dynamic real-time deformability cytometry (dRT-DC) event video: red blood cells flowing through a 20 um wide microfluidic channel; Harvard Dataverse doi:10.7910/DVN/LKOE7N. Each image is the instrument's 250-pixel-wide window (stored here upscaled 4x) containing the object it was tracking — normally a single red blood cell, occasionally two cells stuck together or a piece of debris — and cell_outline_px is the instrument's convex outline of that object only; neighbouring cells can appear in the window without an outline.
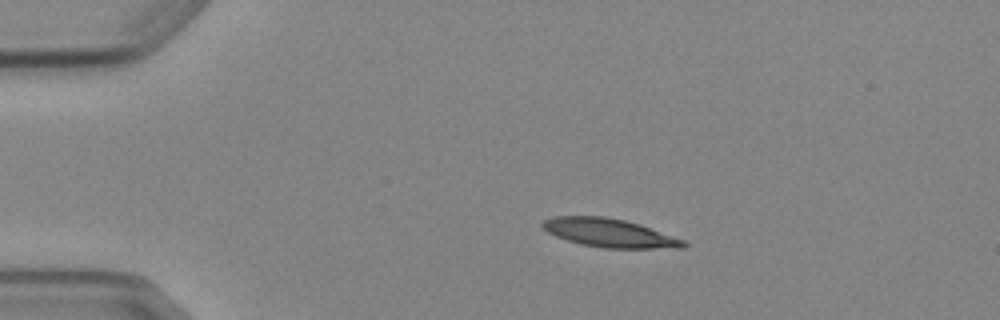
{"species": "Egyptian fruit bat (a non-hibernating species)", "species_latin": "Rousettus aegyptiacus", "temperature_condition": "cold", "stored_images_in_passage": 4, "camera_frame_rate_fps": 3000, "um_per_image_px": 0.085, "animal": {"sex": "female"}, "frame": {"image": 1, "passage_image": 2, "time_ms": 1.333, "image_size_px": [1000, 320], "cell_outline_px": [[688, 244], [684, 248], [604, 248], [584, 244], [568, 240], [556, 236], [548, 232], [540, 224], [544, 220], [552, 216], [604, 216], [624, 220], [640, 224], [684, 240]], "centroid_in_image_um": [51.81, 19.79], "position_along_channel_um": 33.2, "area_um2": 23.24}}
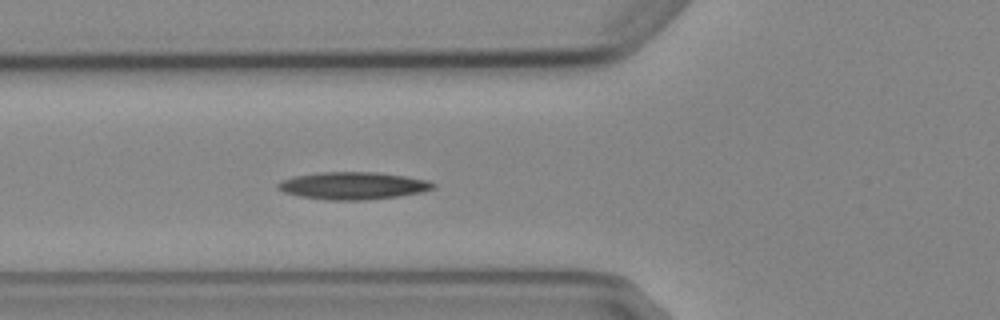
{"frame": {"image": 2, "passage_image": 4, "time_ms": 4.333, "image_size_px": [1000, 320], "cell_outline_px": [[436, 188], [420, 192], [396, 196], [368, 200], [328, 200], [300, 196], [284, 192], [276, 188], [276, 184], [280, 180], [296, 176], [320, 172], [376, 172], [404, 176], [428, 180], [436, 184]], "centroid_in_image_um": [29.99, 15.78], "position_along_channel_um": 95.8, "area_um2": 24.74}}